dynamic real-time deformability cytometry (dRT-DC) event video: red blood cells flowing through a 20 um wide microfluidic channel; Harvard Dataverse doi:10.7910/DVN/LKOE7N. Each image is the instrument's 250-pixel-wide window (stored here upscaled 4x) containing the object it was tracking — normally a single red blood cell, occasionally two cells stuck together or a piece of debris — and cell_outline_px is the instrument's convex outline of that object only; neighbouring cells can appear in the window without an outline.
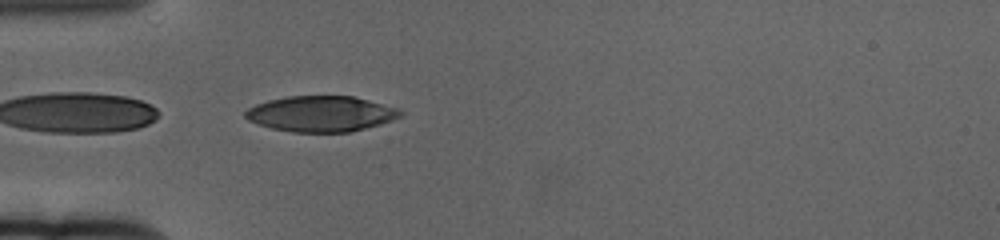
{"species": "human", "species_latin": "Homo sapiens", "temperature_condition": "cold", "stored_images_in_passage": 43, "camera_frame_rate_fps": 3000, "um_per_image_px": 0.085, "donor": {"sex": "female"}, "frame": {"image": 1, "passage_image": 1, "time_ms": 0.0, "image_size_px": [1000, 240], "cell_outline_px": [[404, 112], [400, 116], [392, 120], [380, 124], [348, 132], [292, 132], [272, 128], [248, 120], [244, 116], [244, 112], [248, 108], [256, 104], [268, 100], [288, 96], [352, 96], [400, 108]], "centroid_in_image_um": [27.29, 9.67], "position_along_channel_um": 57.7, "area_um2": 32.14}}
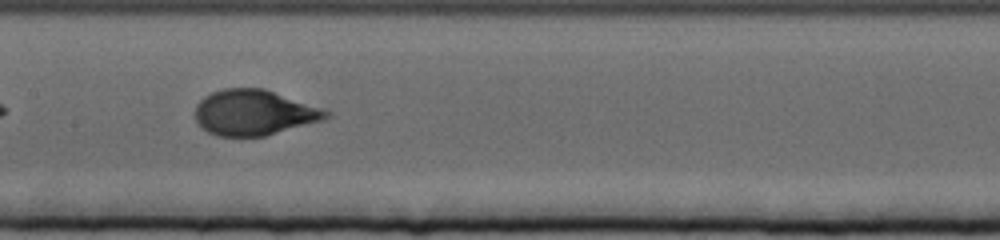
{"frame": {"image": 2, "passage_image": 13, "time_ms": 4.0, "image_size_px": [1000, 240], "cell_outline_px": [[332, 112], [328, 116], [320, 120], [264, 136], [216, 136], [208, 132], [196, 120], [196, 104], [204, 96], [212, 92], [224, 88], [264, 88]], "centroid_in_image_um": [21.55, 9.56], "position_along_channel_um": 185.9, "area_um2": 34.16}}
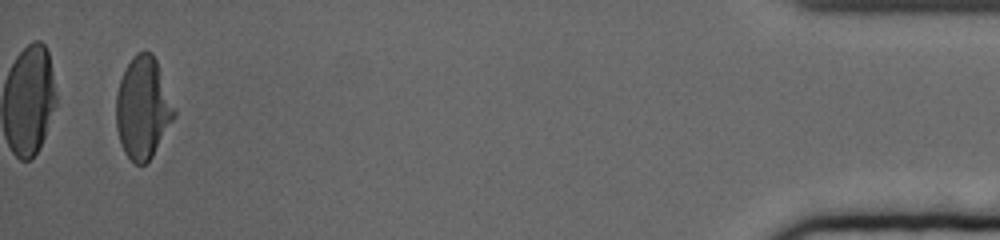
{"frame": {"image": 3, "passage_image": 41, "time_ms": 13.333, "image_size_px": [1000, 240], "cell_outline_px": [[176, 116], [152, 156], [144, 164], [136, 164], [124, 152], [120, 144], [116, 128], [116, 92], [120, 80], [132, 56], [136, 52], [144, 48], [152, 52], [156, 60], [176, 108]], "centroid_in_image_um": [12.15, 9.14], "position_along_channel_um": 423.0, "area_um2": 34.74}, "authors_computed_cell_mechanics": {"area_um2": 34.6222, "velocity_mm_per_s": 3.3461, "shape_relaxation_time_tau1_ms": 3.9777, "shape_relaxation_time_tau2_ms": null, "deformation_change_tau1": 0.1946, "deformation_change_tau2": null}}